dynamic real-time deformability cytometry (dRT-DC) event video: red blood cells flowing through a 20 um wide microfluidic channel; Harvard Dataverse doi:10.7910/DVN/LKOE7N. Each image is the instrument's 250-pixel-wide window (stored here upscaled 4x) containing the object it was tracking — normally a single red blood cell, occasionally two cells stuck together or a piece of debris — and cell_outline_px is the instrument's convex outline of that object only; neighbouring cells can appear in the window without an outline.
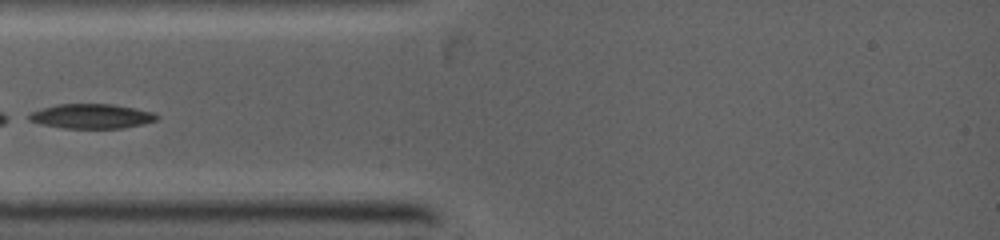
{"species": "common noctule bat (a hibernating species)", "species_latin": "Nyctalus noctula", "temperature_condition": "warm", "stored_images_in_passage": 4, "camera_frame_rate_fps": 5000, "um_per_image_px": 0.085, "animal": {"sex": "female", "body_mass_g": 19.0, "forearm_length_mm": 53.3}, "frame": {"image": 1, "passage_image": 1, "time_ms": 0.0, "image_size_px": [1000, 240], "cell_outline_px": [[160, 116], [156, 120], [144, 124], [120, 128], [64, 128], [40, 124], [28, 120], [24, 116], [32, 112], [56, 104], [112, 104], [152, 112]], "centroid_in_image_um": [7.74, 9.88], "position_along_channel_um": 77.3, "area_um2": 18.26}}
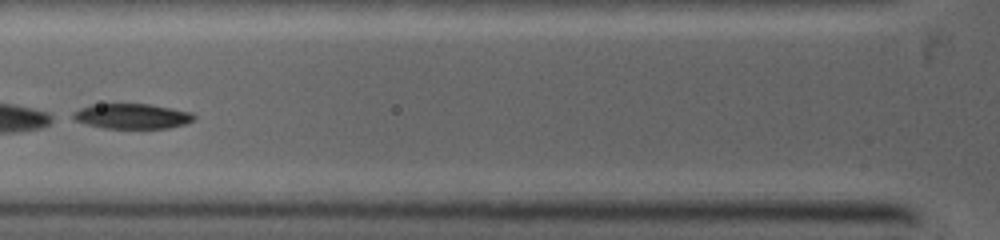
{"frame": {"image": 2, "passage_image": 2, "time_ms": 0.8, "image_size_px": [1000, 240], "cell_outline_px": [[196, 120], [184, 124], [168, 128], [104, 128], [88, 124], [76, 120], [68, 116], [72, 112], [80, 108], [92, 104], [148, 104], [192, 112], [196, 116]], "centroid_in_image_um": [11.22, 9.87], "position_along_channel_um": 114.6, "area_um2": 17.74}}
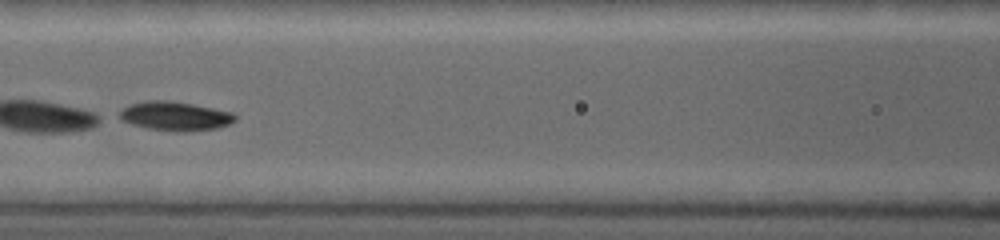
{"frame": {"image": 3, "passage_image": 3, "time_ms": 1.6, "image_size_px": [1000, 240], "cell_outline_px": [[236, 120], [228, 124], [216, 128], [188, 132], [180, 132], [148, 128], [132, 124], [120, 120], [112, 116], [124, 108], [132, 104], [148, 100], [168, 100], [192, 104], [232, 112], [236, 116]], "centroid_in_image_um": [14.83, 9.87], "position_along_channel_um": 151.8, "area_um2": 19.65}}